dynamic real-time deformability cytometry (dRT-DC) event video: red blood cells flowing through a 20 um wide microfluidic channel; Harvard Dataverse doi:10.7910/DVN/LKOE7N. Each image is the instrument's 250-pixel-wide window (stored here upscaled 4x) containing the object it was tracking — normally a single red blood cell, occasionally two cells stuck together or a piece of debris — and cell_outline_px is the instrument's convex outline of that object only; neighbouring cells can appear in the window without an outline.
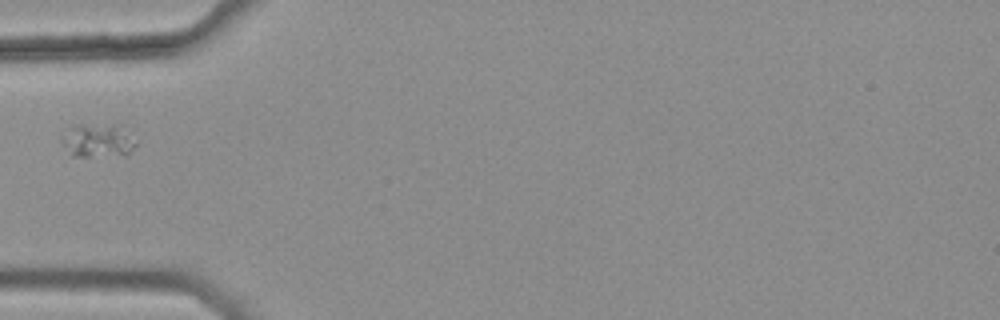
{"species": "common noctule bat (a hibernating species)", "species_latin": "Nyctalus noctula", "temperature_condition": "warm", "stored_images_in_passage": 1, "camera_frame_rate_fps": 3000, "um_per_image_px": 0.085, "animal": {"sex": "female", "body_mass_g": 25.1}, "frame": {"image": 1, "passage_image": 1, "time_ms": 0.0, "image_size_px": [1000, 320], "cell_outline_px": [[136, 144], [124, 156], [72, 156], [60, 140], [60, 136], [76, 124], [124, 124]], "centroid_in_image_um": [8.32, 11.92], "position_along_channel_um": 76.7, "area_um2": 14.8}}